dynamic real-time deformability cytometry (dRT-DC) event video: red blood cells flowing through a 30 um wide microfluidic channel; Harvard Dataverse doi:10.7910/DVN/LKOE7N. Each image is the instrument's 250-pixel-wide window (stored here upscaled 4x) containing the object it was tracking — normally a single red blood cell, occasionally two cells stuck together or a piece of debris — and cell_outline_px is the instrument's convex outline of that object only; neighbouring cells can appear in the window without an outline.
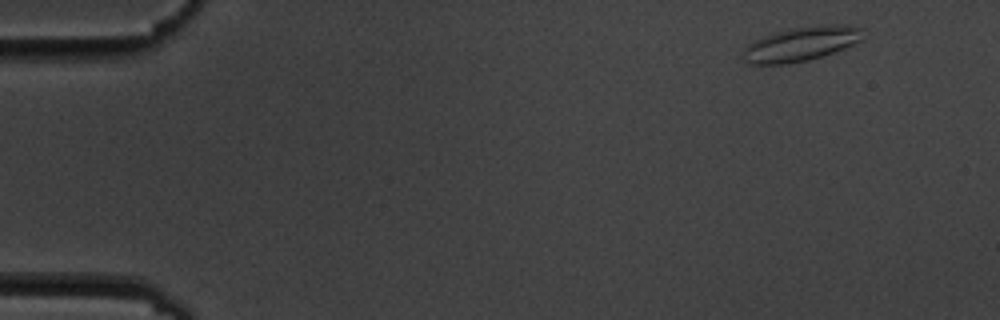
{"species": "common noctule bat (a hibernating species)", "species_latin": "Nyctalus noctula", "temperature_condition": "cold", "stored_images_in_passage": 4, "camera_frame_rate_fps": 3000, "um_per_image_px": 0.085, "animal": {"sex": "male", "body_mass_g": 19.5, "forearm_length_mm": 54.6}, "frame": {"image": 1, "passage_image": 1, "time_ms": 0.0, "image_size_px": [1000, 320], "cell_outline_px": [[864, 40], [844, 48], [808, 60], [788, 64], [752, 64], [744, 60], [744, 48], [748, 44], [772, 32], [788, 28], [824, 24], [852, 24], [864, 28]], "centroid_in_image_um": [68.17, 3.7], "position_along_channel_um": 16.8, "area_um2": 24.33}}